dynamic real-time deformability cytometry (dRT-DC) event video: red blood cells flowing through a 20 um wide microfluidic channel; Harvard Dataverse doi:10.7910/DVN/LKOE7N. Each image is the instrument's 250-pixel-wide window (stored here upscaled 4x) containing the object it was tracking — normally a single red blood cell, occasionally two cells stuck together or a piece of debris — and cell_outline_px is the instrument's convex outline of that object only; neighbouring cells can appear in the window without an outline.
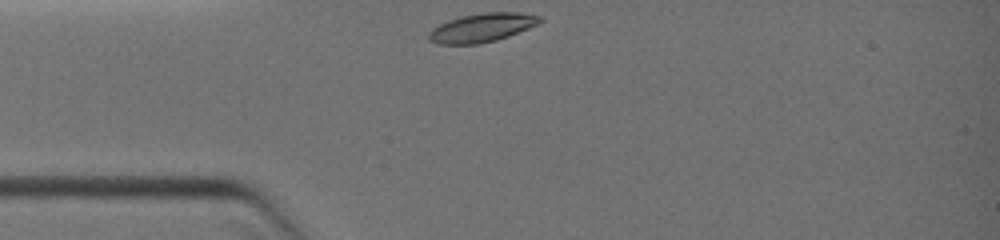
{"species": "common noctule bat (a hibernating species)", "species_latin": "Nyctalus noctula", "temperature_condition": "warm", "stored_images_in_passage": 9, "camera_frame_rate_fps": 3000, "um_per_image_px": 0.085, "animal": {"sex": "female", "body_mass_g": 19.0, "forearm_length_mm": 51.5}, "frame": {"image": 1, "passage_image": 1, "time_ms": 0.0, "image_size_px": [1000, 240], "cell_outline_px": [[544, 20], [528, 28], [508, 36], [496, 40], [480, 44], [436, 44], [428, 40], [428, 32], [432, 28], [448, 20], [460, 16], [484, 12], [520, 12], [540, 16]], "centroid_in_image_um": [40.93, 2.35], "position_along_channel_um": 44.1, "area_um2": 18.67}}
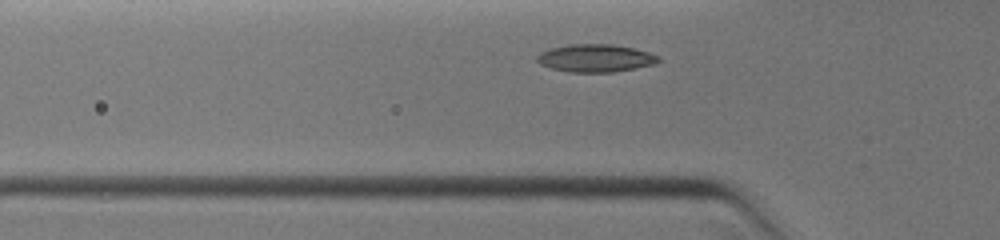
{"frame": {"image": 2, "passage_image": 4, "time_ms": 1.0, "image_size_px": [1000, 240], "cell_outline_px": [[660, 60], [656, 64], [636, 68], [612, 72], [568, 72], [552, 68], [540, 64], [536, 60], [536, 56], [540, 52], [548, 48], [568, 44], [612, 44], [632, 48], [648, 52], [660, 56]], "centroid_in_image_um": [50.6, 4.94], "position_along_channel_um": 75.2, "area_um2": 19.77}}
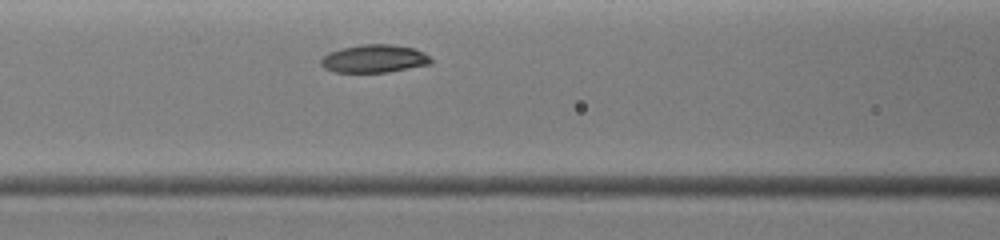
{"frame": {"image": 3, "passage_image": 6, "time_ms": 2.333, "image_size_px": [1000, 240], "cell_outline_px": [[432, 64], [388, 72], [336, 72], [324, 68], [320, 64], [320, 60], [328, 52], [340, 48], [360, 44], [388, 44], [412, 48], [424, 52], [432, 60]], "centroid_in_image_um": [31.79, 4.99], "position_along_channel_um": 134.8, "area_um2": 17.98}}